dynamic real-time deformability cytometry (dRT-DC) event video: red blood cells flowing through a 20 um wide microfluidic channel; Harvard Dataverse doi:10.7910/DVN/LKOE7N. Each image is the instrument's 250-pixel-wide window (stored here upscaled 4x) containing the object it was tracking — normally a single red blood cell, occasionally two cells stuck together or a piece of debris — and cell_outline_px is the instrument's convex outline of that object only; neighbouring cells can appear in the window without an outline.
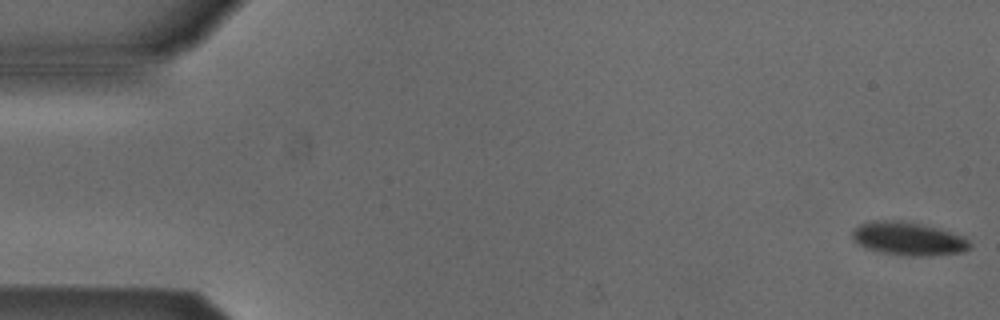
{"species": "Egyptian fruit bat (a non-hibernating species)", "species_latin": "Rousettus aegyptiacus", "temperature_condition": "cold", "stored_images_in_passage": 53, "camera_frame_rate_fps": 3000, "um_per_image_px": 0.085, "animal": {"sex": "male"}, "frame": {"image": 1, "passage_image": 1, "time_ms": 0.0, "image_size_px": [1000, 320], "cell_outline_px": [[972, 244], [968, 248], [960, 252], [916, 256], [912, 256], [880, 252], [868, 248], [860, 244], [852, 236], [852, 228], [860, 224], [872, 220], [900, 220], [920, 224], [936, 228], [964, 236]], "centroid_in_image_um": [77.17, 20.27], "position_along_channel_um": 7.8, "area_um2": 22.37}}
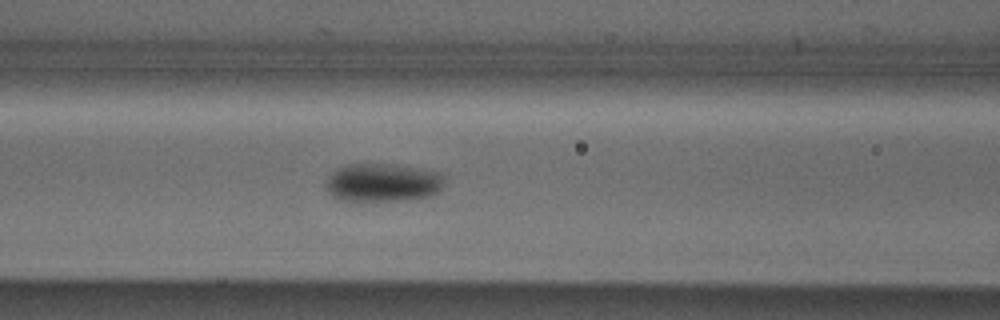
{"frame": {"image": 2, "passage_image": 22, "time_ms": 7.0, "image_size_px": [1000, 320], "cell_outline_px": [[444, 184], [436, 192], [428, 196], [404, 200], [352, 204], [332, 196], [324, 184], [328, 176], [332, 172], [348, 164], [396, 164], [444, 172]], "centroid_in_image_um": [32.51, 15.55], "position_along_channel_um": 134.1, "area_um2": 27.4}}
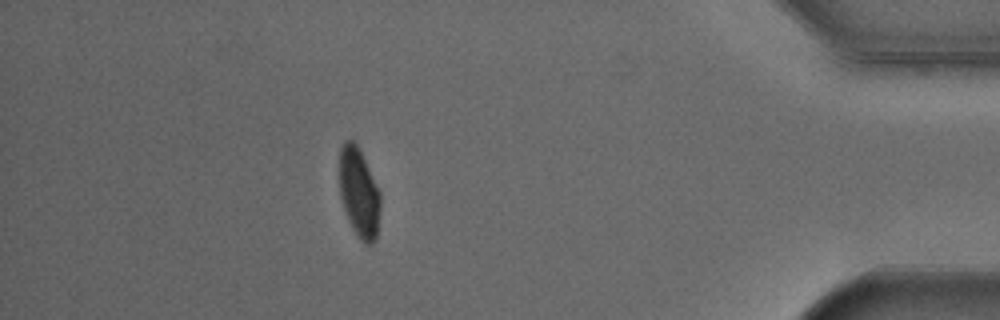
{"frame": {"image": 3, "passage_image": 47, "time_ms": 15.333, "image_size_px": [1000, 320], "cell_outline_px": [[380, 208], [376, 240], [372, 244], [364, 244], [360, 240], [352, 228], [348, 220], [340, 196], [340, 148], [344, 140], [352, 140], [356, 144], [380, 192]], "centroid_in_image_um": [30.51, 16.43], "position_along_channel_um": 404.7, "area_um2": 21.1}, "authors_computed_cell_mechanics": {"area_um2": 23.8136, "velocity_mm_per_s": 3.8527, "shape_relaxation_time_tau1_ms": 5.8282, "shape_relaxation_time_tau2_ms": null, "deformation_change_tau1": 0.1277, "deformation_change_tau2": null}}